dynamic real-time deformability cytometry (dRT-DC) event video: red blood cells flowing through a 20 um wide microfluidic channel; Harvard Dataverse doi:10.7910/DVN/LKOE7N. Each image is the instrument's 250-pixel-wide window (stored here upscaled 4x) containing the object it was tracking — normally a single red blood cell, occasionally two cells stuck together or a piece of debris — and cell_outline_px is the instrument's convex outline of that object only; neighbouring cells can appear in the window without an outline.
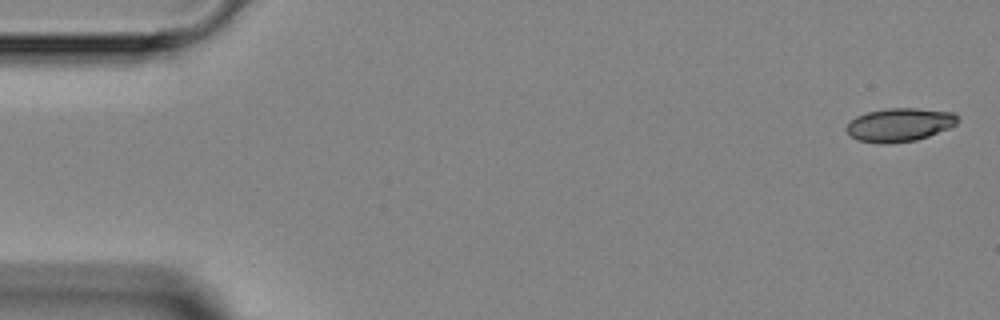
{"species": "Egyptian fruit bat (a non-hibernating species)", "species_latin": "Rousettus aegyptiacus", "temperature_condition": "room temperature", "stored_images_in_passage": 4, "camera_frame_rate_fps": 3000, "um_per_image_px": 0.085, "animal": {"sex": "female"}, "frame": {"image": 1, "passage_image": 1, "time_ms": 0.0, "image_size_px": [1000, 320], "cell_outline_px": [[960, 120], [956, 124], [948, 128], [928, 136], [916, 140], [888, 144], [880, 144], [856, 140], [848, 136], [844, 128], [856, 116], [868, 112], [888, 108], [916, 108], [952, 112]], "centroid_in_image_um": [76.41, 10.62], "position_along_channel_um": 8.6, "area_um2": 21.79}}
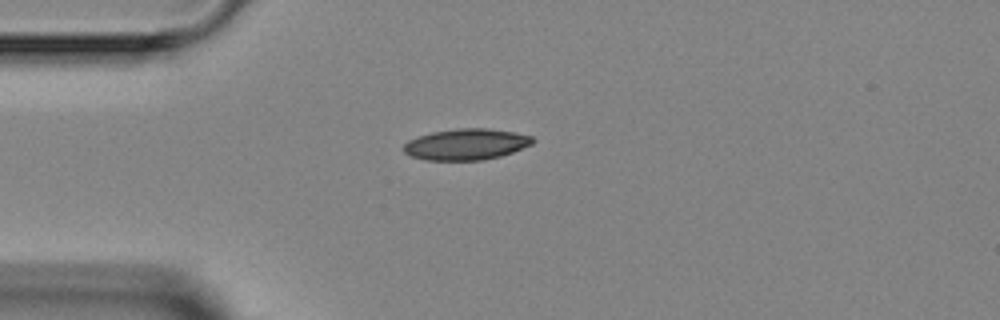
{"frame": {"image": 2, "passage_image": 4, "time_ms": 3.667, "image_size_px": [1000, 320], "cell_outline_px": [[536, 140], [532, 144], [512, 152], [500, 156], [480, 160], [424, 160], [412, 156], [404, 152], [400, 148], [408, 140], [416, 136], [432, 132], [456, 128], [488, 128], [516, 132], [532, 136]], "centroid_in_image_um": [39.6, 12.25], "position_along_channel_um": 45.4, "area_um2": 23.64}}